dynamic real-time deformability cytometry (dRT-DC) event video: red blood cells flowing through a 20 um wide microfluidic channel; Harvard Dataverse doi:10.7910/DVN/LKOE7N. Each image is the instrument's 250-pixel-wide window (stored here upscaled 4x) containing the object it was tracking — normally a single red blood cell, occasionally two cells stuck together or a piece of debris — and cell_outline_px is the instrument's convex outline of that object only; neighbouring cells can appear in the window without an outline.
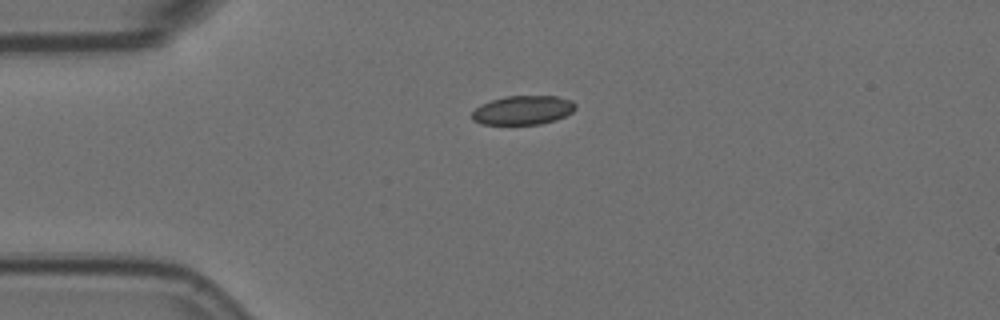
{"species": "Egyptian fruit bat (a non-hibernating species)", "species_latin": "Rousettus aegyptiacus", "temperature_condition": "room temperature", "stored_images_in_passage": 1, "camera_frame_rate_fps": 3000, "um_per_image_px": 0.085, "animal": {"sex": "female"}, "frame": {"image": 1, "passage_image": 1, "time_ms": 0.0, "image_size_px": [1000, 320], "cell_outline_px": [[576, 108], [572, 112], [556, 120], [540, 124], [480, 124], [472, 120], [472, 112], [480, 104], [504, 96], [556, 96], [572, 100], [576, 104]], "centroid_in_image_um": [44.45, 9.36], "position_along_channel_um": 40.6, "area_um2": 17.57}}